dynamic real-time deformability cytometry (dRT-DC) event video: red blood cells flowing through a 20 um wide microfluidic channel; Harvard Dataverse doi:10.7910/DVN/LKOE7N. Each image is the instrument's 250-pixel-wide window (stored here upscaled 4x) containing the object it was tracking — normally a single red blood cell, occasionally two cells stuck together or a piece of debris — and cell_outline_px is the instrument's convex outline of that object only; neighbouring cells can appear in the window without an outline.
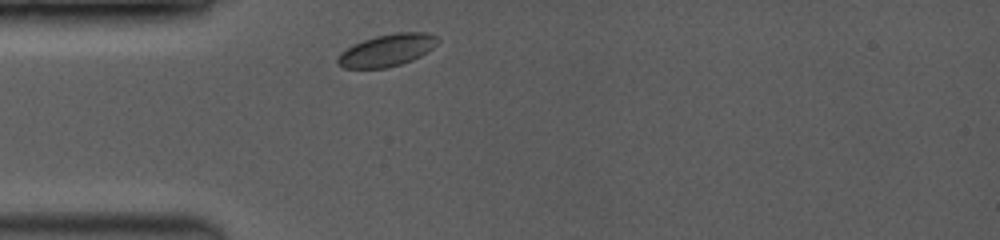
{"species": "common noctule bat (a hibernating species)", "species_latin": "Nyctalus noctula", "temperature_condition": "room temperature", "stored_images_in_passage": 7, "camera_frame_rate_fps": 3500, "um_per_image_px": 0.085, "animal": {"sex": "female", "body_mass_g": 19.0, "forearm_length_mm": 53.3}, "frame": {"image": 1, "passage_image": 1, "time_ms": 0.0, "image_size_px": [1000, 240], "cell_outline_px": [[440, 40], [432, 48], [420, 56], [412, 60], [400, 64], [384, 68], [344, 68], [336, 60], [340, 52], [352, 44], [376, 36], [396, 32], [428, 32], [440, 36]], "centroid_in_image_um": [32.92, 4.25], "position_along_channel_um": 52.1, "area_um2": 18.79}}
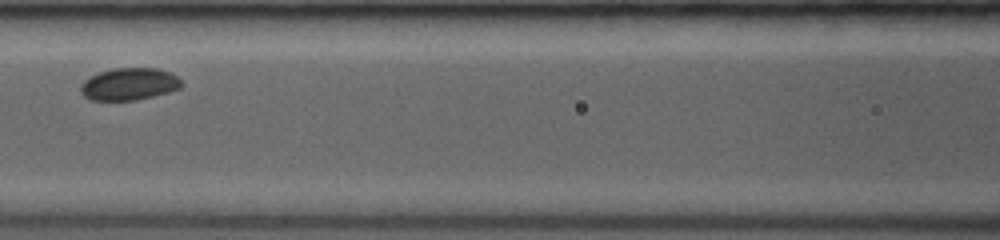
{"frame": {"image": 2, "passage_image": 5, "time_ms": 2.857, "image_size_px": [1000, 240], "cell_outline_px": [[184, 84], [180, 88], [168, 92], [136, 100], [92, 100], [84, 96], [80, 92], [80, 84], [84, 80], [100, 72], [112, 68], [156, 68], [172, 72]], "centroid_in_image_um": [10.99, 7.14], "position_along_channel_um": 155.6, "area_um2": 18.96}}
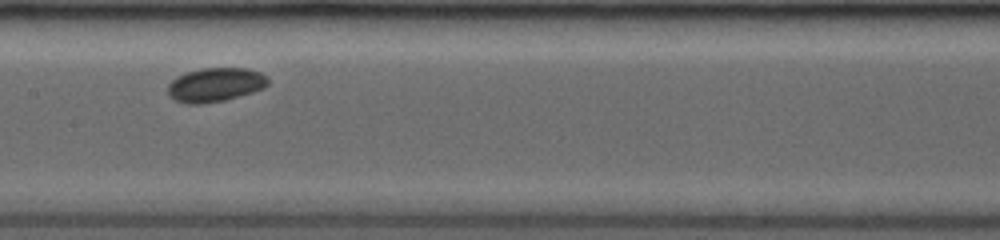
{"frame": {"image": 3, "passage_image": 6, "time_ms": 3.714, "image_size_px": [1000, 240], "cell_outline_px": [[268, 84], [264, 88], [240, 96], [224, 100], [200, 104], [184, 104], [168, 96], [168, 84], [176, 76], [200, 68], [248, 68], [260, 72], [268, 76]], "centroid_in_image_um": [18.3, 7.2], "position_along_channel_um": 189.1, "area_um2": 20.0}}